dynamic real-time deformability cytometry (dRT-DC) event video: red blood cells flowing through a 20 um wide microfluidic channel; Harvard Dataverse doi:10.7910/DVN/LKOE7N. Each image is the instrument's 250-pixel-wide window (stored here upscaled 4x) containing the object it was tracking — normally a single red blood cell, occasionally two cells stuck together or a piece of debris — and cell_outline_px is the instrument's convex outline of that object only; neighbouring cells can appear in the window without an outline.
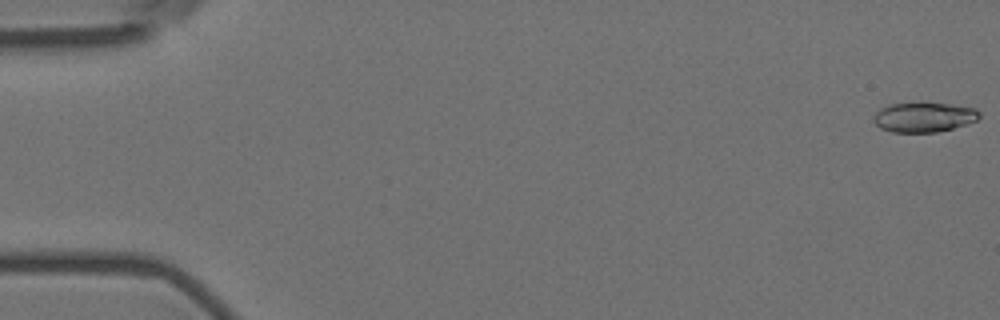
{"species": "Egyptian fruit bat (a non-hibernating species)", "species_latin": "Rousettus aegyptiacus", "temperature_condition": "room temperature", "stored_images_in_passage": 13, "camera_frame_rate_fps": 3000, "um_per_image_px": 0.085, "animal": {"sex": "female"}, "frame": {"image": 1, "passage_image": 1, "time_ms": 0.0, "image_size_px": [1000, 320], "cell_outline_px": [[980, 116], [976, 120], [968, 124], [936, 132], [892, 132], [880, 128], [872, 120], [872, 116], [880, 108], [888, 104], [952, 104], [976, 108], [980, 112]], "centroid_in_image_um": [78.52, 9.97], "position_along_channel_um": 6.5, "area_um2": 18.21}}